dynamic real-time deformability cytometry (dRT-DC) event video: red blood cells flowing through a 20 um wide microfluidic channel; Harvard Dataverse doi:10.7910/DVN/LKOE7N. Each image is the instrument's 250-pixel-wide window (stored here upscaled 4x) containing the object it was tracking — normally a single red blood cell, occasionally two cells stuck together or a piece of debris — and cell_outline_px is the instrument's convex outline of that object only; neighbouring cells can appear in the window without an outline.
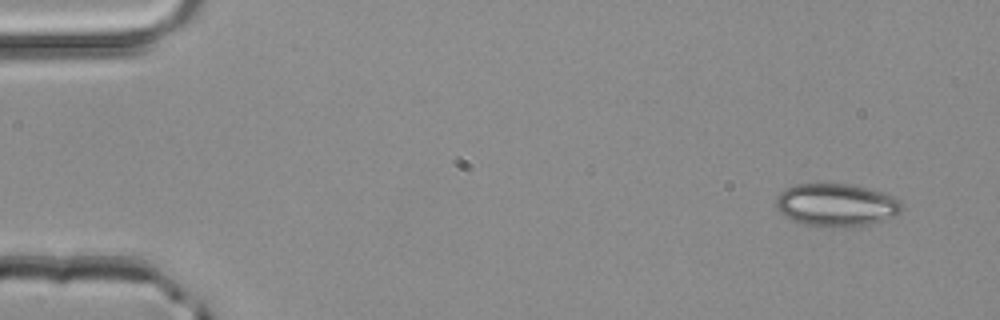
{"species": "common noctule bat (a hibernating species)", "species_latin": "Nyctalus noctula", "temperature_condition": "room temperature", "stored_images_in_passage": 4, "camera_frame_rate_fps": 3000, "um_per_image_px": 0.085, "animal": {"sex": "male", "body_mass_g": 20.4}, "frame": {"image": 1, "passage_image": 1, "time_ms": 0.0, "image_size_px": [1000, 320], "cell_outline_px": [[904, 208], [900, 212], [872, 224], [832, 228], [828, 228], [804, 224], [792, 220], [784, 216], [776, 208], [776, 196], [784, 188], [796, 184], [848, 184], [880, 192], [892, 196], [900, 200]], "centroid_in_image_um": [71.03, 17.43], "position_along_channel_um": 14.0, "area_um2": 31.39}}
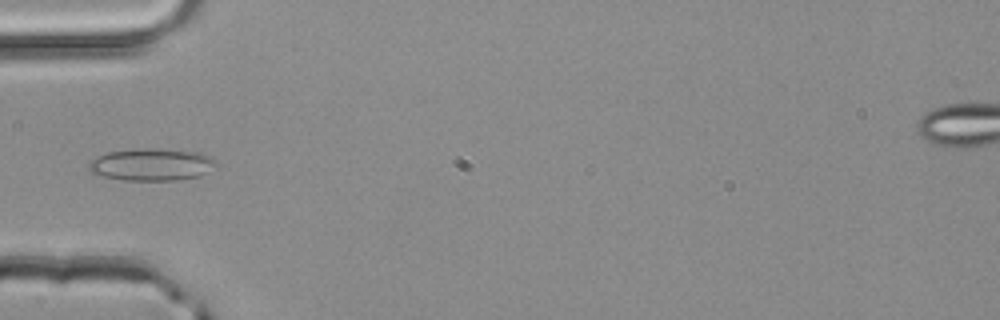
{"frame": {"image": 2, "passage_image": 4, "time_ms": 1.0, "image_size_px": [1000, 320], "cell_outline_px": [[220, 164], [200, 176], [176, 180], [124, 180], [104, 176], [92, 172], [88, 168], [88, 164], [92, 160], [108, 152], [140, 148], [156, 148], [200, 152], [212, 156]], "centroid_in_image_um": [12.97, 13.97], "position_along_channel_um": 72.0, "area_um2": 23.99}}